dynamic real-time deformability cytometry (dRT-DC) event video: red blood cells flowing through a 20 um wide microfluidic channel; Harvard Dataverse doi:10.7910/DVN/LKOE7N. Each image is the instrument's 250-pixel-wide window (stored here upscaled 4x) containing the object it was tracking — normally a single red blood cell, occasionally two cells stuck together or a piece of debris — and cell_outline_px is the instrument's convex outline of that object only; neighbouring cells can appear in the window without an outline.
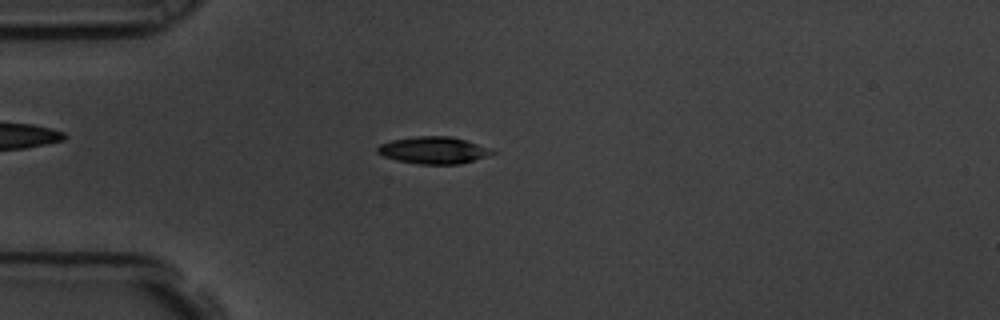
{"species": "common noctule bat (a hibernating species)", "species_latin": "Nyctalus noctula", "temperature_condition": "room temperature", "stored_images_in_passage": 54, "camera_frame_rate_fps": 3000, "um_per_image_px": 0.085, "animal": {"sex": "male", "body_mass_g": 19.5, "forearm_length_mm": 54.6}, "frame": {"image": 1, "passage_image": 12, "time_ms": 3.667, "image_size_px": [1000, 320], "cell_outline_px": [[496, 152], [460, 164], [420, 164], [396, 160], [384, 156], [376, 152], [376, 148], [380, 144], [392, 140], [416, 136], [448, 136], [464, 140], [476, 144]], "centroid_in_image_um": [36.75, 12.77], "position_along_channel_um": 48.2, "area_um2": 17.63}}
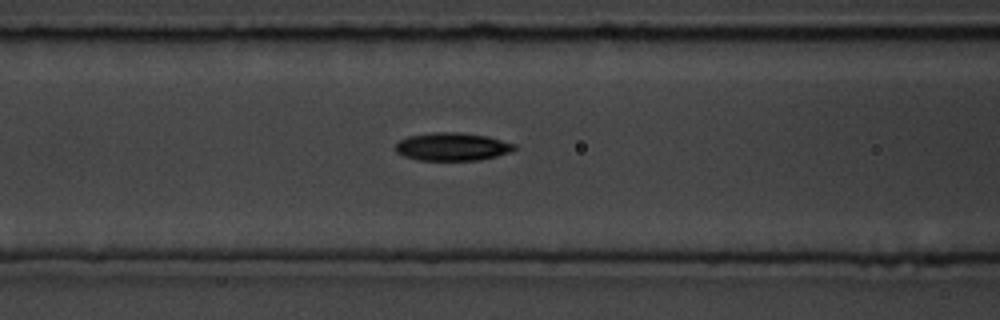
{"frame": {"image": 2, "passage_image": 20, "time_ms": 6.333, "image_size_px": [1000, 320], "cell_outline_px": [[516, 148], [512, 152], [480, 160], [416, 160], [404, 156], [396, 152], [396, 144], [400, 140], [408, 136], [436, 132], [460, 132], [488, 136], [516, 144]], "centroid_in_image_um": [38.47, 12.47], "position_along_channel_um": 128.1, "area_um2": 19.48}}
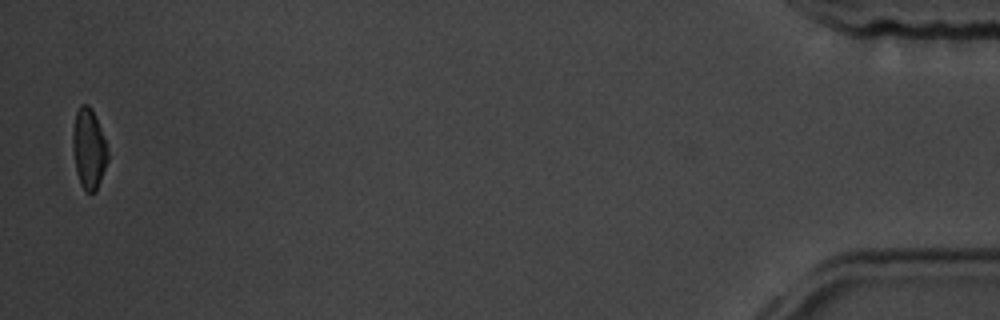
{"frame": {"image": 3, "passage_image": 53, "time_ms": 17.333, "image_size_px": [1000, 320], "cell_outline_px": [[108, 160], [96, 192], [88, 192], [80, 184], [76, 172], [72, 148], [72, 132], [76, 112], [80, 104], [88, 104], [92, 108], [104, 136], [108, 152]], "centroid_in_image_um": [7.54, 12.62], "position_along_channel_um": 427.7, "area_um2": 16.53}, "authors_computed_cell_mechanics": {"area_um2": 18.5249, "velocity_mm_per_s": 3.559, "shape_relaxation_time_tau1_ms": 2.6923, "shape_relaxation_time_tau2_ms": 3.1913, "deformation_change_tau1": 0.128, "deformation_change_tau2": 0.0962}}